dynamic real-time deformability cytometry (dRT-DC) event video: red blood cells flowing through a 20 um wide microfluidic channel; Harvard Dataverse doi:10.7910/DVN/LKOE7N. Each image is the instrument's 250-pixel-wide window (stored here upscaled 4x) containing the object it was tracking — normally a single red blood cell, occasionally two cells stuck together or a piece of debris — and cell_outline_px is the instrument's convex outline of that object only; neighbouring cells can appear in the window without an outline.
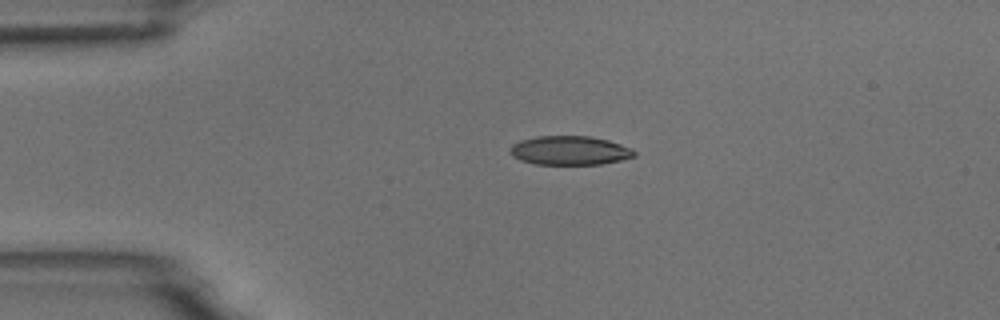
{"species": "common noctule bat (a hibernating species)", "species_latin": "Nyctalus noctula", "temperature_condition": "room temperature", "stored_images_in_passage": 4, "camera_frame_rate_fps": 3000, "um_per_image_px": 0.085, "animal": {"sex": "male", "body_mass_g": 18.8}, "frame": {"image": 1, "passage_image": 3, "time_ms": 2.333, "image_size_px": [1000, 320], "cell_outline_px": [[636, 156], [620, 160], [600, 164], [536, 164], [520, 160], [512, 156], [508, 152], [512, 144], [520, 140], [536, 136], [592, 136], [608, 140], [632, 148], [636, 152]], "centroid_in_image_um": [48.41, 12.78], "position_along_channel_um": 36.6, "area_um2": 21.1}}